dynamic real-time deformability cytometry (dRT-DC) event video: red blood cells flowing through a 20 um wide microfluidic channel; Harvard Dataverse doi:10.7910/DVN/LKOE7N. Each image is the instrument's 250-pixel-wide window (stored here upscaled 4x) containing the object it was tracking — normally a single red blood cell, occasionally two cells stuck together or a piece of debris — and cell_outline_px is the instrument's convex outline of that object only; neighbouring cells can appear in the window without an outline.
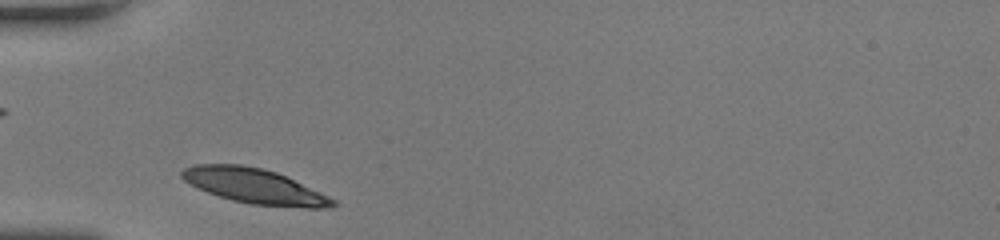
{"species": "human", "species_latin": "Homo sapiens", "temperature_condition": "room temperature", "stored_images_in_passage": 32, "camera_frame_rate_fps": 3000, "um_per_image_px": 0.085, "donor": {"sex": "female"}, "frame": {"image": 1, "passage_image": 1, "time_ms": 0.0, "image_size_px": [1000, 240], "cell_outline_px": [[336, 204], [328, 208], [308, 208], [252, 204], [232, 200], [208, 192], [184, 180], [180, 176], [180, 172], [184, 168], [192, 164], [240, 164], [260, 168], [276, 172], [328, 196], [336, 200]], "centroid_in_image_um": [21.61, 15.81], "position_along_channel_um": 63.4, "area_um2": 30.29}}
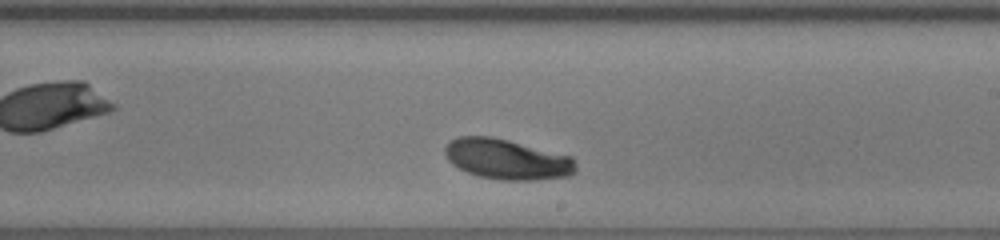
{"frame": {"image": 2, "passage_image": 15, "time_ms": 4.667, "image_size_px": [1000, 240], "cell_outline_px": [[576, 172], [568, 176], [532, 180], [500, 180], [476, 176], [452, 164], [448, 160], [444, 152], [444, 148], [452, 140], [460, 136], [492, 136], [572, 156], [576, 164]], "centroid_in_image_um": [43.1, 13.54], "position_along_channel_um": 245.9, "area_um2": 30.75}}
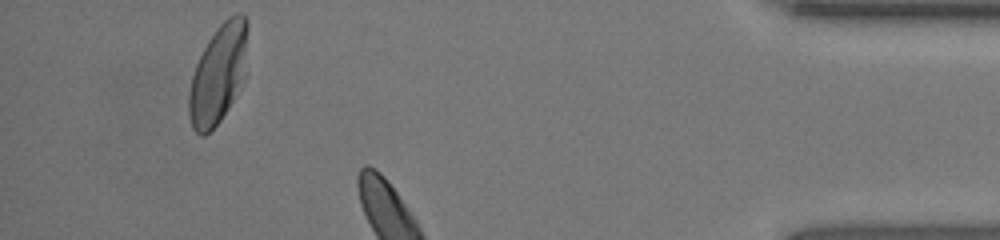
{"frame": {"image": 3, "passage_image": 29, "time_ms": 9.333, "image_size_px": [1000, 240], "cell_outline_px": [[248, 24], [244, 80], [228, 108], [220, 120], [204, 136], [200, 136], [192, 128], [188, 116], [188, 96], [192, 76], [196, 64], [208, 40], [216, 28], [228, 16], [236, 12], [240, 12], [244, 16]], "centroid_in_image_um": [18.54, 6.28], "position_along_channel_um": 416.7, "area_um2": 33.81}, "authors_computed_cell_mechanics": {"area_um2": 30.8074, "velocity_mm_per_s": 4.0361, "shape_relaxation_time_tau1_ms": 2.9013, "shape_relaxation_time_tau2_ms": null, "deformation_change_tau1": 0.1238, "deformation_change_tau2": null}}